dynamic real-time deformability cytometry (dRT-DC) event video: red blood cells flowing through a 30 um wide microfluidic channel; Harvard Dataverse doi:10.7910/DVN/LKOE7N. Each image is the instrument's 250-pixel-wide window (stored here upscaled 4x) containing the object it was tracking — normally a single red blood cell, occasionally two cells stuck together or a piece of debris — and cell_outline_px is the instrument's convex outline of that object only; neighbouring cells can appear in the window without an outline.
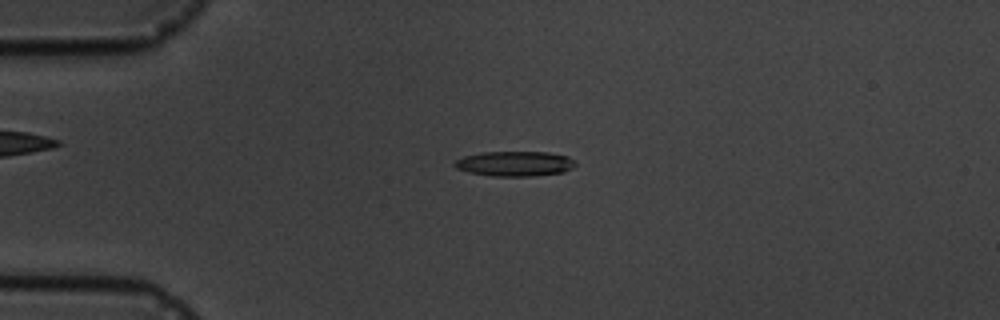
{"species": "common noctule bat (a hibernating species)", "species_latin": "Nyctalus noctula", "temperature_condition": "cold", "stored_images_in_passage": 4, "camera_frame_rate_fps": 3000, "um_per_image_px": 0.085, "animal": {"sex": "male", "body_mass_g": 19.5, "forearm_length_mm": 54.6}, "frame": {"image": 1, "passage_image": 3, "time_ms": 3.333, "image_size_px": [1000, 320], "cell_outline_px": [[576, 164], [572, 168], [564, 172], [536, 176], [492, 176], [468, 172], [456, 168], [452, 164], [456, 160], [464, 156], [484, 152], [548, 152], [568, 156], [576, 160]], "centroid_in_image_um": [43.79, 13.91], "position_along_channel_um": 41.2, "area_um2": 17.74}}